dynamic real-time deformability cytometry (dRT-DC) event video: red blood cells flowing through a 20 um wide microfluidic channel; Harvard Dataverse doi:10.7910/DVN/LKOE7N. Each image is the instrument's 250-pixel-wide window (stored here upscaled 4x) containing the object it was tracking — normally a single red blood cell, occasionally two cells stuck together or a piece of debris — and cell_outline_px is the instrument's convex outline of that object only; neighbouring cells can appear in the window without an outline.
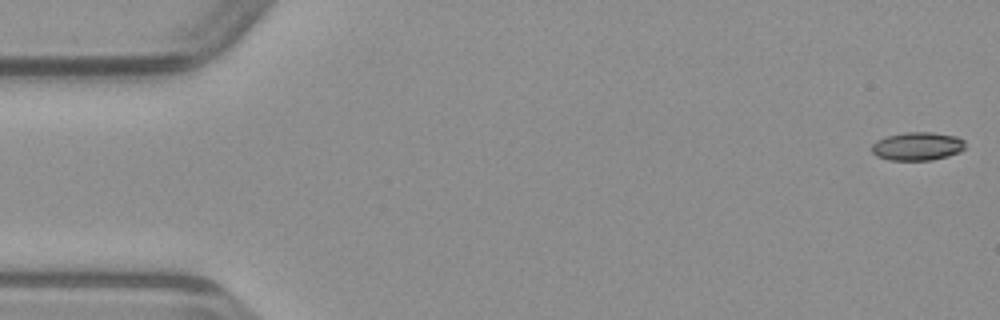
{"species": "common noctule bat (a hibernating species)", "species_latin": "Nyctalus noctula", "temperature_condition": "warm", "stored_images_in_passage": 49, "camera_frame_rate_fps": 3000, "um_per_image_px": 0.085, "animal": {"sex": "male", "body_mass_g": 23.1, "forearm_length_mm": 52.7}, "frame": {"image": 1, "passage_image": 1, "time_ms": 0.0, "image_size_px": [1000, 320], "cell_outline_px": [[964, 148], [960, 152], [948, 156], [932, 160], [888, 160], [876, 156], [872, 152], [872, 144], [876, 140], [884, 136], [904, 132], [932, 132], [956, 136], [964, 140]], "centroid_in_image_um": [77.95, 12.43], "position_along_channel_um": 7.0, "area_um2": 15.61}}
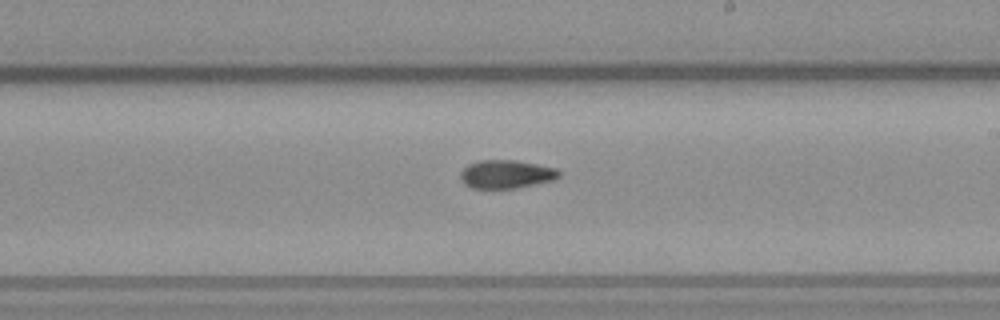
{"frame": {"image": 2, "passage_image": 28, "time_ms": 9.0, "image_size_px": [1000, 320], "cell_outline_px": [[560, 176], [552, 180], [516, 188], [472, 188], [464, 184], [460, 180], [460, 172], [468, 164], [476, 160], [516, 160], [556, 168], [560, 172]], "centroid_in_image_um": [42.98, 14.8], "position_along_channel_um": 246.0, "area_um2": 16.3}}
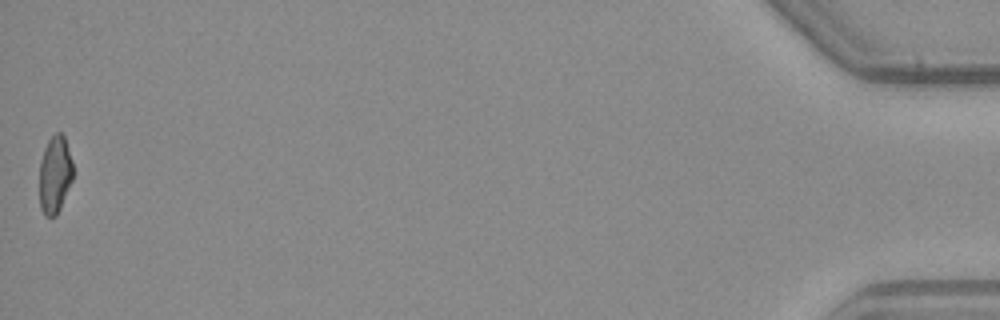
{"frame": {"image": 3, "passage_image": 49, "time_ms": 16.0, "image_size_px": [1000, 320], "cell_outline_px": [[72, 180], [60, 208], [56, 216], [44, 216], [40, 208], [40, 160], [44, 148], [48, 140], [56, 132], [60, 132], [64, 136], [72, 160]], "centroid_in_image_um": [4.65, 14.84], "position_along_channel_um": 430.5, "area_um2": 15.09}}